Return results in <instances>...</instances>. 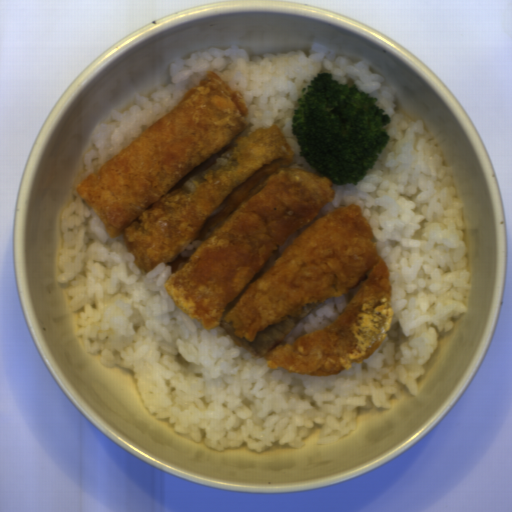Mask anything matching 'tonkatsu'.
<instances>
[{"label":"tonkatsu","mask_w":512,"mask_h":512,"mask_svg":"<svg viewBox=\"0 0 512 512\" xmlns=\"http://www.w3.org/2000/svg\"><path fill=\"white\" fill-rule=\"evenodd\" d=\"M240 89L207 71L166 114L80 182L76 195L137 266H171L164 291L271 369L329 377L375 353L395 310L378 237L358 203L315 221L333 181L290 167L276 122L240 136ZM358 288L331 324L291 345L318 304Z\"/></svg>","instance_id":"tonkatsu-1"}]
</instances>
